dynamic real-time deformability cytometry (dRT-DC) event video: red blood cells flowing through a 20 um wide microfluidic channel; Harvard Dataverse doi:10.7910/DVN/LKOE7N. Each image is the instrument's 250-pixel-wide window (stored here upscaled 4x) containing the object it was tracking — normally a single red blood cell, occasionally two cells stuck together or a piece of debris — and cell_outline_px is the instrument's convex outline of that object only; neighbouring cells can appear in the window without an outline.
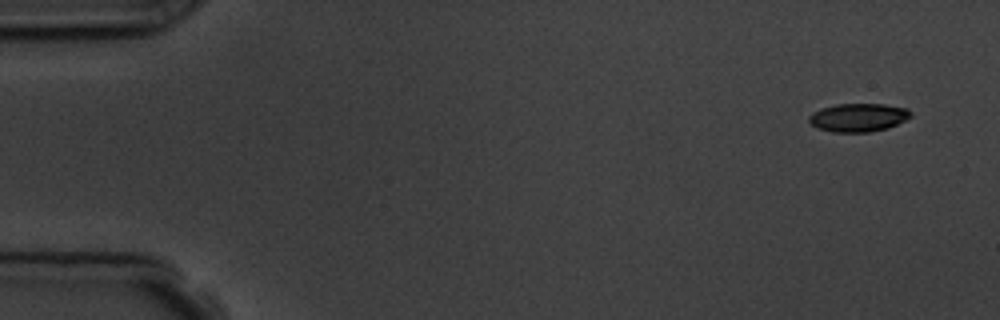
{"species": "common noctule bat (a hibernating species)", "species_latin": "Nyctalus noctula", "temperature_condition": "room temperature", "stored_images_in_passage": 4, "camera_frame_rate_fps": 3000, "um_per_image_px": 0.085, "animal": {"sex": "male", "body_mass_g": 19.5, "forearm_length_mm": 54.6}, "frame": {"image": 1, "passage_image": 1, "time_ms": 0.0, "image_size_px": [1000, 320], "cell_outline_px": [[912, 116], [888, 128], [868, 132], [832, 132], [816, 128], [808, 120], [808, 116], [812, 112], [820, 108], [836, 104], [884, 104], [908, 108], [912, 112]], "centroid_in_image_um": [72.93, 9.98], "position_along_channel_um": 12.1, "area_um2": 16.94}}
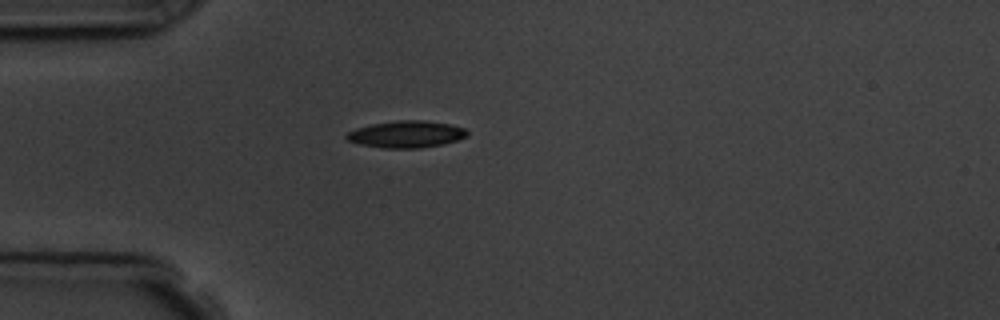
{"frame": {"image": 2, "passage_image": 4, "time_ms": 4.0, "image_size_px": [1000, 320], "cell_outline_px": [[468, 136], [444, 144], [420, 148], [384, 148], [360, 144], [348, 140], [344, 136], [348, 132], [356, 128], [372, 124], [396, 120], [424, 120], [448, 124], [464, 128], [468, 132]], "centroid_in_image_um": [34.53, 11.41], "position_along_channel_um": 50.5, "area_um2": 18.84}}